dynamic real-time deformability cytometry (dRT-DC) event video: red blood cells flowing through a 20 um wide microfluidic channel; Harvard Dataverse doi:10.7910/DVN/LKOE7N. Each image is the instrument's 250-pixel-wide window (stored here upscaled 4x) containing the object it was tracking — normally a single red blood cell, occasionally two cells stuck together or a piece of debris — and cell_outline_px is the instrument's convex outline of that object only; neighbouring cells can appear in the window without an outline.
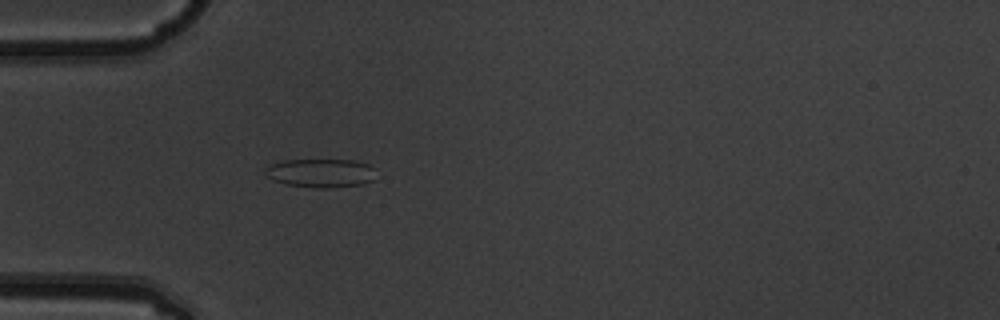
{"species": "common noctule bat (a hibernating species)", "species_latin": "Nyctalus noctula", "temperature_condition": "warm", "stored_images_in_passage": 4, "camera_frame_rate_fps": 3000, "um_per_image_px": 0.085, "animal": {"sex": "male", "body_mass_g": 19.5, "forearm_length_mm": 54.6}, "frame": {"image": 1, "passage_image": 4, "time_ms": 1.0, "image_size_px": [1000, 320], "cell_outline_px": [[376, 180], [364, 184], [328, 188], [324, 188], [288, 184], [276, 180], [268, 176], [264, 172], [264, 168], [268, 164], [284, 160], [352, 160], [368, 164], [376, 168]], "centroid_in_image_um": [27.33, 14.69], "position_along_channel_um": 57.7, "area_um2": 18.61}}